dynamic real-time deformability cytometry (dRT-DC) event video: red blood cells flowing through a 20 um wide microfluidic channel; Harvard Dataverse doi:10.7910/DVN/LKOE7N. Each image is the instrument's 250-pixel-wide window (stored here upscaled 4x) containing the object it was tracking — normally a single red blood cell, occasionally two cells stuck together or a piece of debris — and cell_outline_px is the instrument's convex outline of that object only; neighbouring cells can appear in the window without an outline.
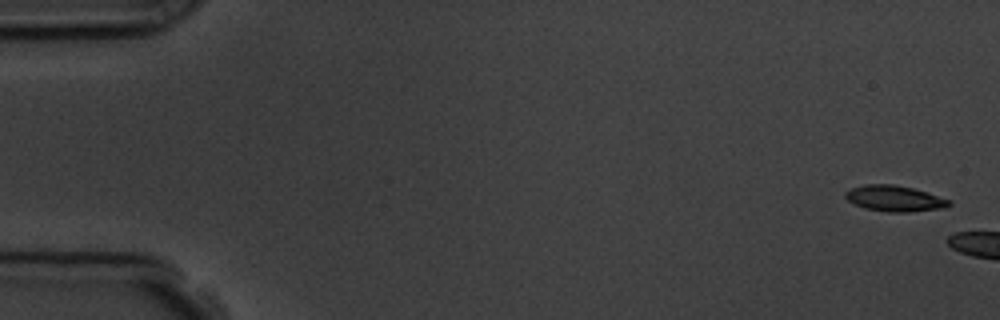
{"species": "common noctule bat (a hibernating species)", "species_latin": "Nyctalus noctula", "temperature_condition": "room temperature", "stored_images_in_passage": 2, "camera_frame_rate_fps": 3000, "um_per_image_px": 0.085, "animal": {"sex": "male", "body_mass_g": 19.5, "forearm_length_mm": 54.6}, "frame": {"image": 1, "passage_image": 1, "time_ms": 0.0, "image_size_px": [1000, 320], "cell_outline_px": [[952, 204], [944, 208], [908, 212], [888, 212], [864, 208], [848, 200], [844, 196], [844, 192], [852, 188], [864, 184], [892, 184], [912, 188], [952, 200]], "centroid_in_image_um": [76.05, 16.87], "position_along_channel_um": 9.0, "area_um2": 15.61}}